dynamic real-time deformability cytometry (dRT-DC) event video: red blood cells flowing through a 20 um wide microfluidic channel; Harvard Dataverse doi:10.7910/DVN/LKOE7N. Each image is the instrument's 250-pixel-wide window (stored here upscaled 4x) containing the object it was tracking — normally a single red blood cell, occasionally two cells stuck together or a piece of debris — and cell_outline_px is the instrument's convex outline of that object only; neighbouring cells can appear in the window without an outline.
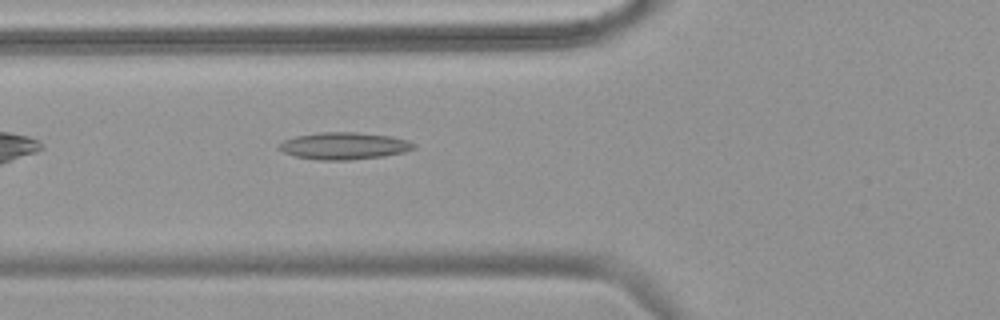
{"species": "common noctule bat (a hibernating species)", "species_latin": "Nyctalus noctula", "temperature_condition": "warm", "stored_images_in_passage": 36, "camera_frame_rate_fps": 3000, "um_per_image_px": 0.085, "animal": {"sex": "female", "body_mass_g": 18.4}, "frame": {"image": 1, "passage_image": 3, "time_ms": 0.667, "image_size_px": [1000, 320], "cell_outline_px": [[416, 148], [404, 152], [384, 156], [348, 160], [320, 160], [296, 156], [284, 152], [276, 148], [276, 144], [284, 140], [296, 136], [320, 132], [356, 132], [392, 136], [408, 140], [416, 144]], "centroid_in_image_um": [29.25, 12.39], "position_along_channel_um": 96.6, "area_um2": 21.39}}
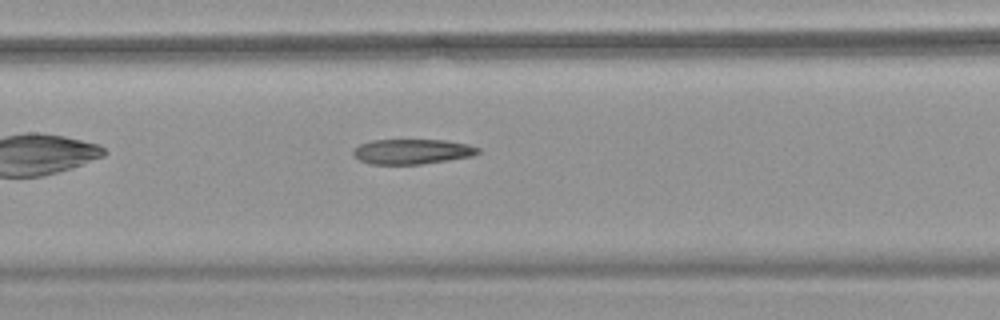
{"frame": {"image": 2, "passage_image": 9, "time_ms": 2.667, "image_size_px": [1000, 320], "cell_outline_px": [[480, 152], [472, 156], [448, 160], [420, 164], [368, 164], [360, 160], [352, 152], [352, 148], [360, 144], [372, 140], [444, 140], [468, 144], [480, 148]], "centroid_in_image_um": [35.02, 12.88], "position_along_channel_um": 172.4, "area_um2": 18.21}}
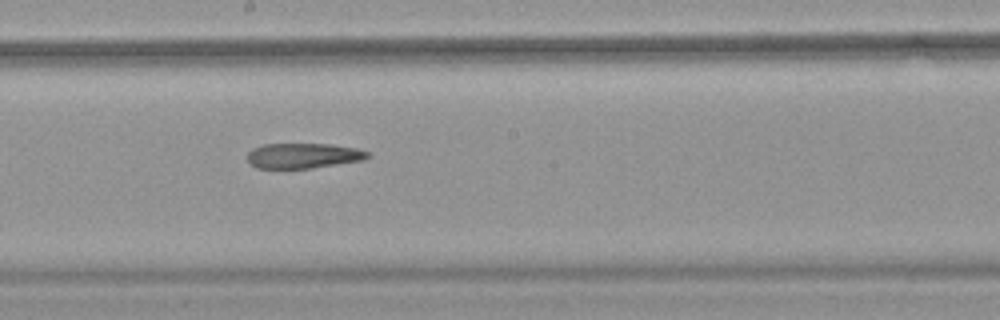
{"frame": {"image": 3, "passage_image": 13, "time_ms": 4.0, "image_size_px": [1000, 320], "cell_outline_px": [[372, 156], [364, 160], [312, 168], [256, 168], [248, 160], [248, 152], [252, 148], [264, 144], [332, 144], [356, 148], [368, 152]], "centroid_in_image_um": [25.81, 13.23], "position_along_channel_um": 222.4, "area_um2": 17.69}, "authors_computed_cell_mechanics": {"area_um2": 19.8254, "velocity_mm_per_s": 3.7866, "shape_relaxation_time_tau1_ms": null, "shape_relaxation_time_tau2_ms": 10.0792, "deformation_change_tau1": null, "deformation_change_tau2": 0.2407}}